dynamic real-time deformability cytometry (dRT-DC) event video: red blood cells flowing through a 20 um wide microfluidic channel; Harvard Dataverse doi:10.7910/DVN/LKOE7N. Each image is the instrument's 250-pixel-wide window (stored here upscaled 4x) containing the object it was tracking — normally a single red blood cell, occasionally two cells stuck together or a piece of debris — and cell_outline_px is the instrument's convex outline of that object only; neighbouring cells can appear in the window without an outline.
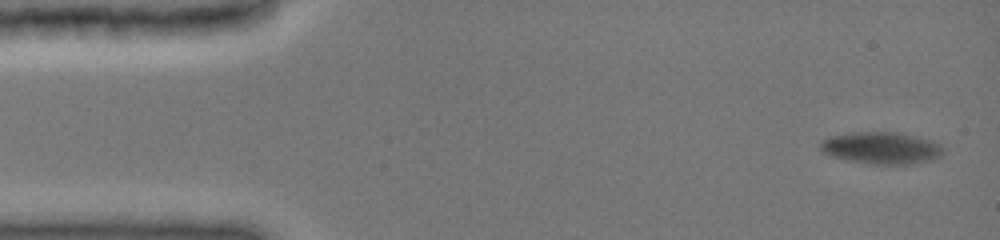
{"species": "common noctule bat (a hibernating species)", "species_latin": "Nyctalus noctula", "temperature_condition": "cold", "stored_images_in_passage": 38, "camera_frame_rate_fps": 3000, "um_per_image_px": 0.085, "animal": {"sex": "female", "body_mass_g": 19.0, "forearm_length_mm": 51.5}, "frame": {"image": 1, "passage_image": 1, "time_ms": 0.0, "image_size_px": [1000, 240], "cell_outline_px": [[944, 152], [940, 156], [932, 160], [912, 164], [868, 164], [848, 160], [832, 156], [824, 152], [820, 148], [820, 140], [828, 136], [856, 132], [896, 132], [932, 140], [940, 144], [944, 148]], "centroid_in_image_um": [74.92, 12.58], "position_along_channel_um": 10.1, "area_um2": 23.0}}
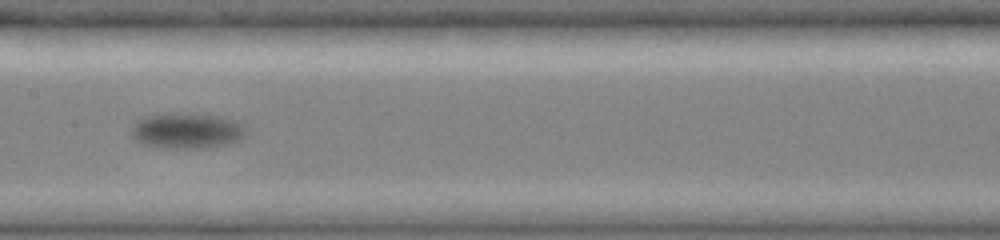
{"frame": {"image": 2, "passage_image": 16, "time_ms": 8.0, "image_size_px": [1000, 240], "cell_outline_px": [[248, 136], [240, 140], [212, 148], [160, 148], [144, 144], [136, 140], [132, 136], [132, 128], [136, 120], [144, 116], [156, 112], [168, 112], [220, 116], [236, 120], [248, 132]], "centroid_in_image_um": [15.88, 11.1], "position_along_channel_um": 191.5, "area_um2": 24.39}}
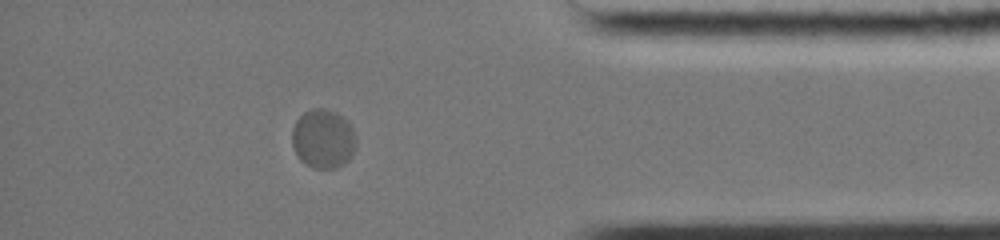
{"frame": {"image": 3, "passage_image": 31, "time_ms": 14.333, "image_size_px": [1000, 240], "cell_outline_px": [[356, 144], [348, 160], [344, 164], [336, 168], [312, 168], [300, 160], [292, 144], [292, 128], [296, 120], [304, 112], [312, 108], [324, 108], [336, 112], [344, 116], [348, 120], [356, 132]], "centroid_in_image_um": [27.48, 11.77], "position_along_channel_um": 407.7, "area_um2": 22.37}, "authors_computed_cell_mechanics": {"area_um2": 22.3686, "velocity_mm_per_s": 3.6824, "shape_relaxation_time_tau1_ms": 1.7257, "shape_relaxation_time_tau2_ms": null, "deformation_change_tau1": 0.0657, "deformation_change_tau2": null}}